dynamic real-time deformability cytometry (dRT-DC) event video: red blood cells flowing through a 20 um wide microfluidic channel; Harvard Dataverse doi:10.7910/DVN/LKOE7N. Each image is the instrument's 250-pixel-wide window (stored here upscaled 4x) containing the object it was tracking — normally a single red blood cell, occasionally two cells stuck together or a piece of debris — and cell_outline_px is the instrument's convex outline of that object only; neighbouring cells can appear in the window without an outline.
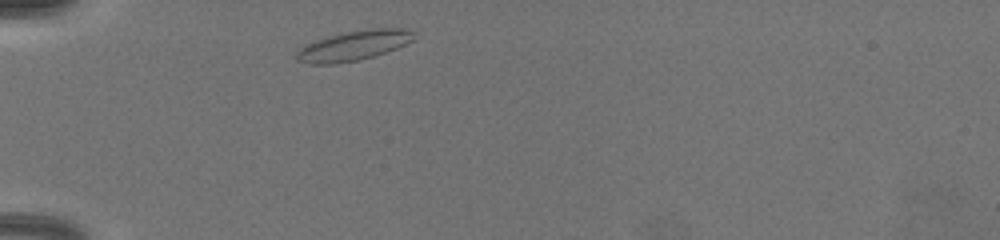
{"species": "common noctule bat (a hibernating species)", "species_latin": "Nyctalus noctula", "temperature_condition": "warm", "stored_images_in_passage": 5, "camera_frame_rate_fps": 3000, "um_per_image_px": 0.085, "animal": {"sex": "female", "body_mass_g": 19.5, "forearm_length_mm": 54.1}, "frame": {"image": 1, "passage_image": 1, "time_ms": 0.0, "image_size_px": [1000, 240], "cell_outline_px": [[416, 32], [412, 40], [396, 48], [360, 60], [332, 64], [308, 64], [296, 60], [296, 52], [304, 44], [316, 40], [344, 32], [368, 28], [404, 28]], "centroid_in_image_um": [30.03, 3.87], "position_along_channel_um": 55.0, "area_um2": 20.4}}
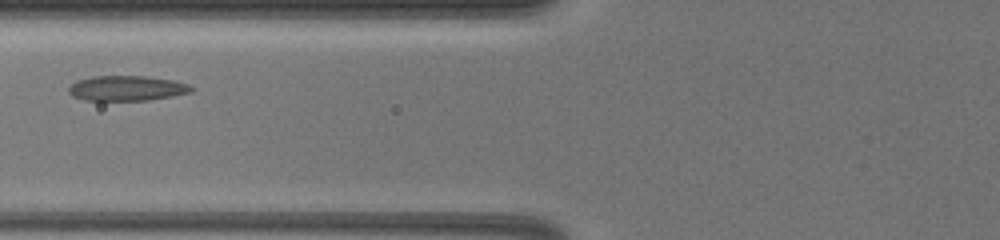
{"frame": {"image": 2, "passage_image": 4, "time_ms": 2.0, "image_size_px": [1000, 240], "cell_outline_px": [[196, 88], [192, 92], [172, 96], [148, 100], [84, 100], [72, 96], [68, 92], [68, 88], [76, 80], [92, 76], [144, 76], [172, 80], [188, 84]], "centroid_in_image_um": [10.77, 7.5], "position_along_channel_um": 115.0, "area_um2": 17.98}}